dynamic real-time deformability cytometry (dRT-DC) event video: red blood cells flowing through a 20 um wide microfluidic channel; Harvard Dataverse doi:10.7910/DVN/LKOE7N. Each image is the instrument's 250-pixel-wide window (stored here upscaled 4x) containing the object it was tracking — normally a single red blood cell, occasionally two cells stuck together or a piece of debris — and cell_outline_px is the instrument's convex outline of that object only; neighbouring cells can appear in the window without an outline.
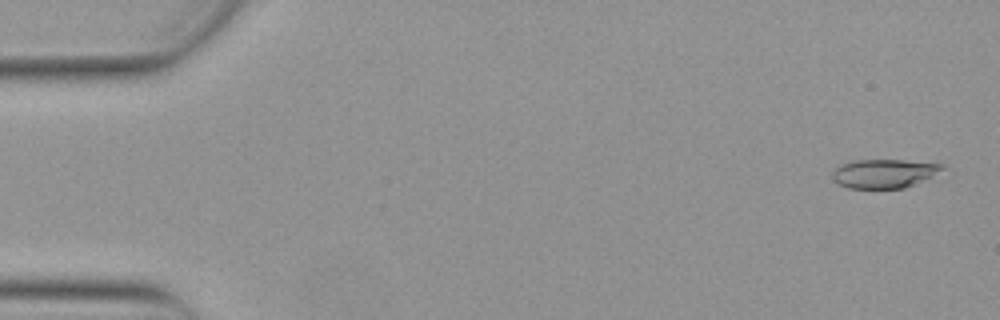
{"species": "Egyptian fruit bat (a non-hibernating species)", "species_latin": "Rousettus aegyptiacus", "temperature_condition": "warm", "stored_images_in_passage": 35, "camera_frame_rate_fps": 3000, "um_per_image_px": 0.085, "animal": {"sex": "female"}, "frame": {"image": 1, "passage_image": 1, "time_ms": 0.0, "image_size_px": [1000, 320], "cell_outline_px": [[944, 168], [904, 188], [848, 188], [832, 180], [832, 172], [840, 164], [856, 160], [904, 160], [944, 164]], "centroid_in_image_um": [75.05, 14.73], "position_along_channel_um": 9.9, "area_um2": 18.03}}
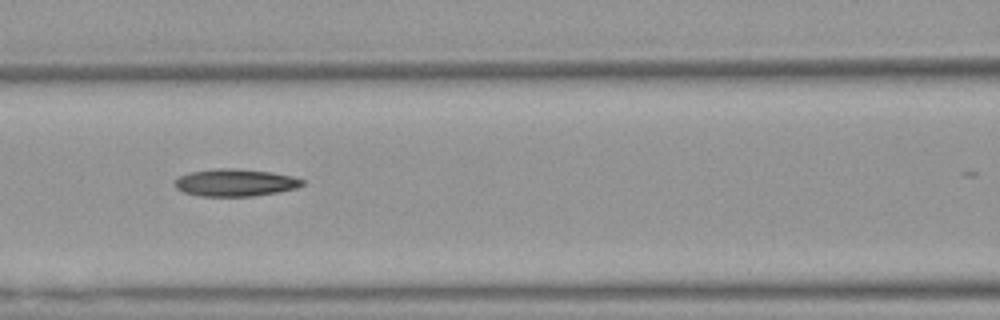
{"frame": {"image": 2, "passage_image": 22, "time_ms": 7.0, "image_size_px": [1000, 320], "cell_outline_px": [[304, 184], [296, 188], [276, 192], [252, 196], [200, 196], [184, 192], [176, 188], [172, 184], [180, 176], [188, 172], [216, 168], [232, 168], [272, 172], [292, 176], [304, 180]], "centroid_in_image_um": [19.96, 15.51], "position_along_channel_um": 146.6, "area_um2": 20.29}}
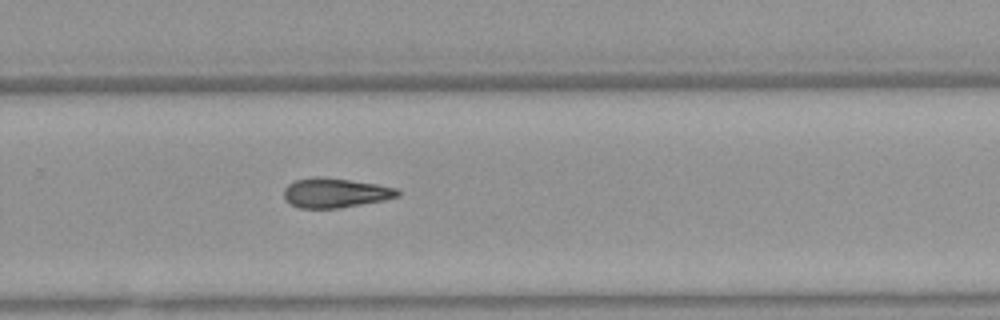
{"frame": {"image": 3, "passage_image": 34, "time_ms": 11.0, "image_size_px": [1000, 320], "cell_outline_px": [[400, 196], [384, 200], [340, 208], [300, 208], [284, 200], [284, 188], [288, 184], [296, 180], [312, 176], [316, 176], [348, 180], [376, 184], [396, 188], [400, 192]], "centroid_in_image_um": [28.47, 16.39], "position_along_channel_um": 301.3, "area_um2": 19.54}}